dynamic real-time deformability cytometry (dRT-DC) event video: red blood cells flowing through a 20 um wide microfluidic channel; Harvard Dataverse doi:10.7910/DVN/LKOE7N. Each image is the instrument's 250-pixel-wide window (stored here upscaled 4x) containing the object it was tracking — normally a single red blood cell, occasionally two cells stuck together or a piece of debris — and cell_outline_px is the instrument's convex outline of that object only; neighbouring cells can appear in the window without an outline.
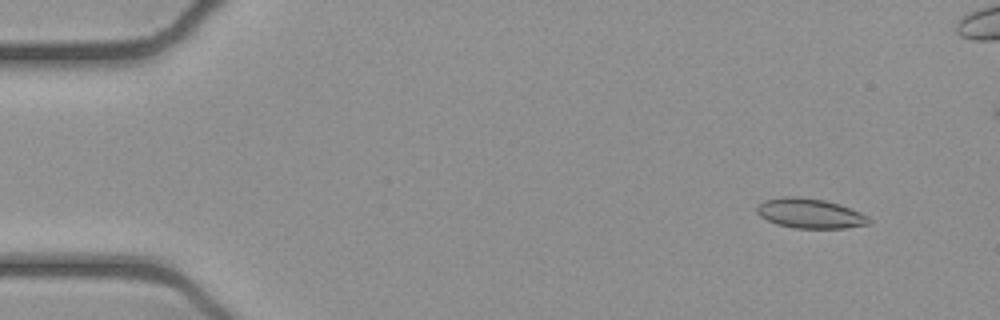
{"species": "common noctule bat (a hibernating species)", "species_latin": "Nyctalus noctula", "temperature_condition": "cold", "stored_images_in_passage": 53, "camera_frame_rate_fps": 3000, "um_per_image_px": 0.085, "animal": {"sex": "female", "body_mass_g": 21.9}, "frame": {"image": 1, "passage_image": 4, "time_ms": 1.0, "image_size_px": [1000, 320], "cell_outline_px": [[872, 224], [844, 228], [796, 228], [776, 224], [760, 216], [756, 212], [756, 204], [764, 200], [784, 196], [800, 196], [824, 200], [840, 204], [860, 212], [868, 216], [872, 220]], "centroid_in_image_um": [68.85, 18.13], "position_along_channel_um": 16.1, "area_um2": 19.71}}
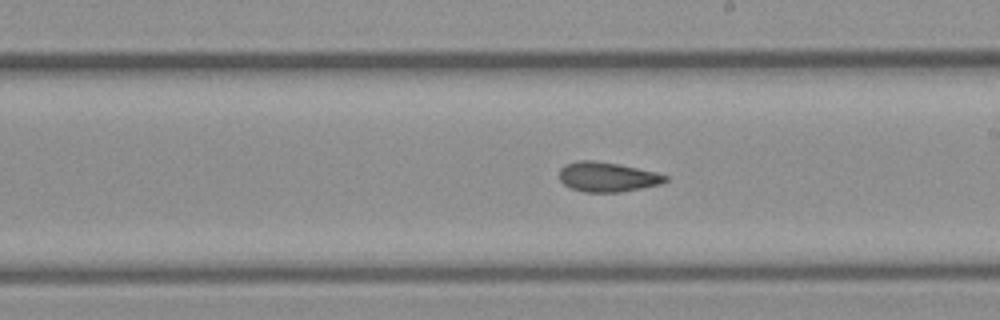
{"frame": {"image": 2, "passage_image": 29, "time_ms": 9.333, "image_size_px": [1000, 320], "cell_outline_px": [[668, 180], [660, 184], [620, 192], [584, 192], [572, 188], [564, 184], [560, 180], [560, 168], [564, 164], [576, 160], [592, 160], [620, 164], [656, 172], [668, 176]], "centroid_in_image_um": [51.61, 15.02], "position_along_channel_um": 237.4, "area_um2": 18.38}}
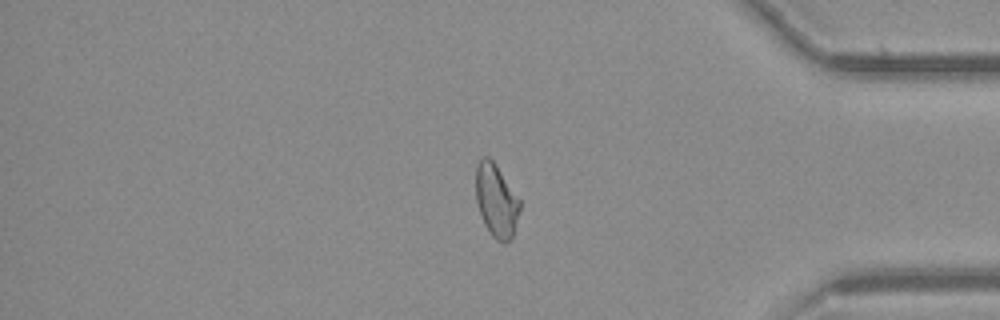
{"frame": {"image": 3, "passage_image": 43, "time_ms": 14.0, "image_size_px": [1000, 320], "cell_outline_px": [[520, 208], [512, 236], [508, 244], [504, 244], [496, 240], [492, 236], [484, 224], [476, 200], [476, 164], [484, 156], [488, 156], [496, 164], [520, 200]], "centroid_in_image_um": [42.18, 17.06], "position_along_channel_um": 393.0, "area_um2": 18.67}, "authors_computed_cell_mechanics": {"area_um2": 19.2474, "velocity_mm_per_s": 3.9057, "shape_relaxation_time_tau1_ms": null, "shape_relaxation_time_tau2_ms": 3.4617, "deformation_change_tau1": null, "deformation_change_tau2": 0.092}}